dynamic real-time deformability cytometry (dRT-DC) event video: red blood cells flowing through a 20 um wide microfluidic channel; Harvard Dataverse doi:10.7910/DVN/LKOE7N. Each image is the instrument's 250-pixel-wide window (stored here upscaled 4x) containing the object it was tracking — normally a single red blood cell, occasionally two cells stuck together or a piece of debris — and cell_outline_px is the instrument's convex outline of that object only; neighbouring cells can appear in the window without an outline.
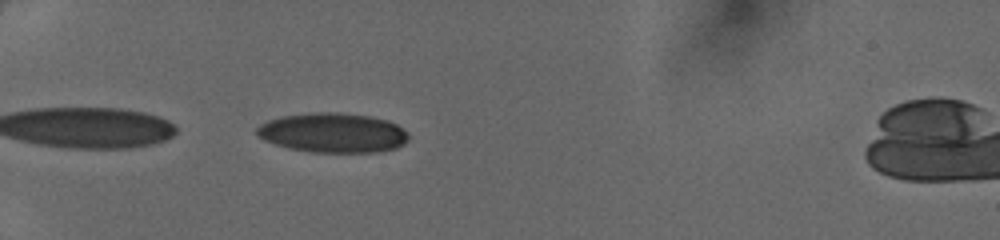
{"species": "human", "species_latin": "Homo sapiens", "temperature_condition": "cold", "stored_images_in_passage": 29, "camera_frame_rate_fps": 3000, "um_per_image_px": 0.085, "donor": {"sex": "female"}, "frame": {"image": 1, "passage_image": 1, "time_ms": 0.0, "image_size_px": [1000, 240], "cell_outline_px": [[408, 140], [404, 144], [396, 148], [380, 152], [312, 152], [288, 148], [264, 140], [256, 136], [256, 128], [260, 124], [268, 120], [280, 116], [312, 112], [336, 112], [368, 116], [388, 120], [396, 124], [408, 132]], "centroid_in_image_um": [28.28, 11.28], "position_along_channel_um": 56.7, "area_um2": 35.26}}
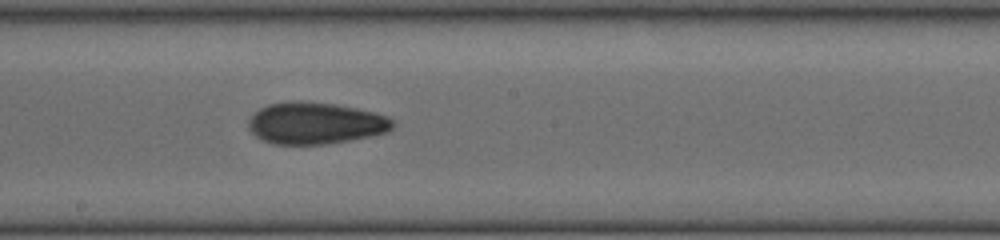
{"frame": {"image": 2, "passage_image": 14, "time_ms": 4.333, "image_size_px": [1000, 240], "cell_outline_px": [[392, 128], [384, 132], [368, 136], [348, 140], [320, 144], [272, 144], [256, 136], [248, 128], [248, 120], [260, 108], [268, 104], [332, 104], [356, 108], [372, 112], [384, 116], [392, 120]], "centroid_in_image_um": [26.77, 10.51], "position_along_channel_um": 221.4, "area_um2": 33.52}}
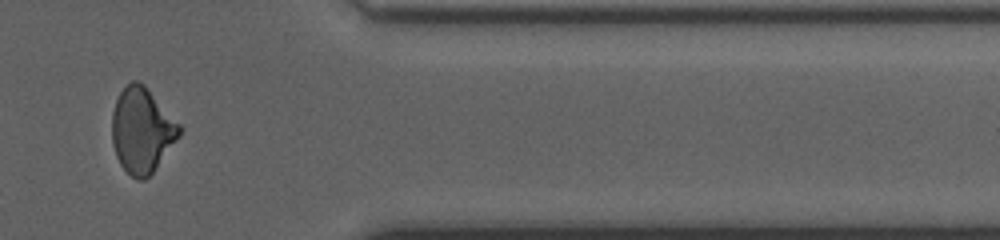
{"frame": {"image": 3, "passage_image": 26, "time_ms": 8.333, "image_size_px": [1000, 240], "cell_outline_px": [[184, 128], [180, 136], [152, 172], [144, 180], [136, 180], [120, 164], [116, 156], [112, 144], [112, 112], [116, 100], [120, 92], [132, 80], [136, 80], [144, 84]], "centroid_in_image_um": [12.07, 11.07], "position_along_channel_um": 399.3, "area_um2": 33.41}}